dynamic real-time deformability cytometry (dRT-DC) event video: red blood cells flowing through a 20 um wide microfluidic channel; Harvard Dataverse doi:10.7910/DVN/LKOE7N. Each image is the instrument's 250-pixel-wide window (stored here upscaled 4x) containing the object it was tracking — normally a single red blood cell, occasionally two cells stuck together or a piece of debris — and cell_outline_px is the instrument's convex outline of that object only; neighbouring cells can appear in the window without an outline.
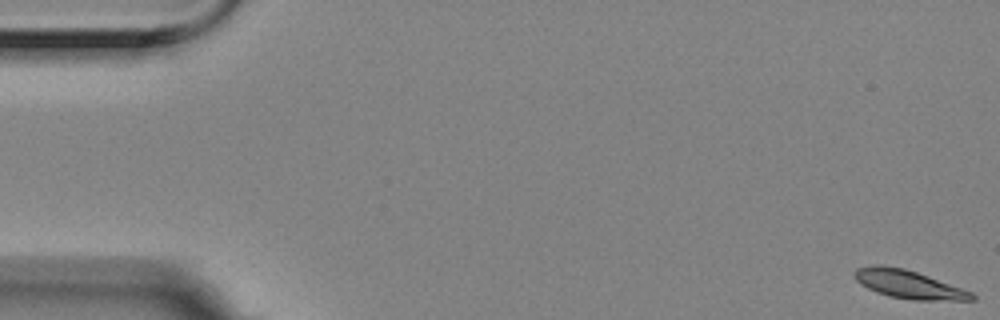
{"species": "Egyptian fruit bat (a non-hibernating species)", "species_latin": "Rousettus aegyptiacus", "temperature_condition": "room temperature", "stored_images_in_passage": 5, "camera_frame_rate_fps": 3000, "um_per_image_px": 0.085, "animal": {"sex": "female"}, "frame": {"image": 1, "passage_image": 1, "time_ms": 0.0, "image_size_px": [1000, 320], "cell_outline_px": [[976, 300], [912, 300], [888, 296], [876, 292], [860, 284], [856, 280], [852, 272], [856, 268], [872, 264], [880, 264], [904, 268], [928, 276], [972, 292], [976, 296]], "centroid_in_image_um": [77.18, 24.16], "position_along_channel_um": 7.8, "area_um2": 19.42}}
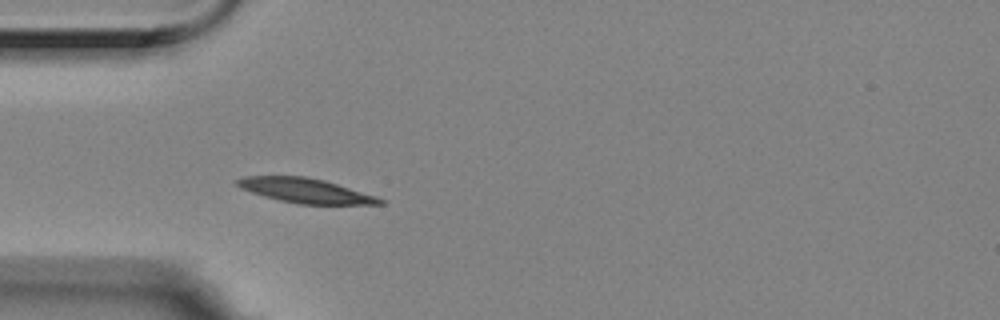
{"frame": {"image": 2, "passage_image": 5, "time_ms": 1.333, "image_size_px": [1000, 320], "cell_outline_px": [[384, 204], [300, 204], [280, 200], [264, 196], [240, 188], [236, 184], [236, 180], [244, 176], [304, 176], [324, 180], [376, 196], [384, 200]], "centroid_in_image_um": [25.95, 16.2], "position_along_channel_um": 59.0, "area_um2": 20.17}}